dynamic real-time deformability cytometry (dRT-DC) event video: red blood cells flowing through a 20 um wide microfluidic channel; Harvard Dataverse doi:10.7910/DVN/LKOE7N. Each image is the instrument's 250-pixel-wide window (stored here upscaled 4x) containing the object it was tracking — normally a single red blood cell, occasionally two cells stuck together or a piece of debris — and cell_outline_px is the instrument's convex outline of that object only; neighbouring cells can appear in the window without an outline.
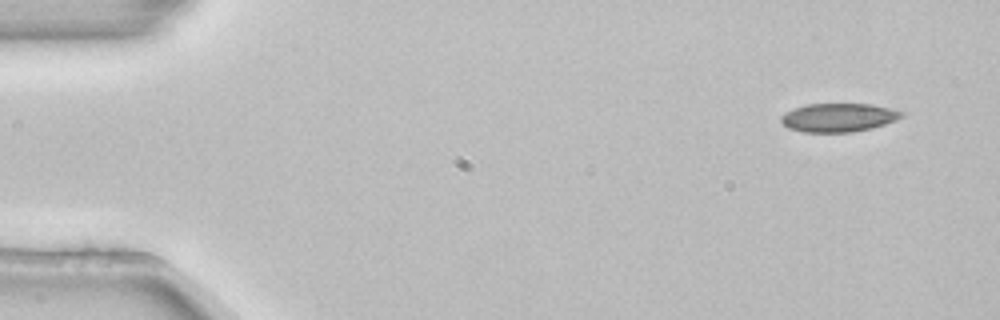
{"species": "common noctule bat (a hibernating species)", "species_latin": "Nyctalus noctula", "temperature_condition": "room temperature", "stored_images_in_passage": 4, "camera_frame_rate_fps": 3000, "um_per_image_px": 0.085, "animal": {"sex": "female", "body_mass_g": 22.7, "forearm_length_mm": 54.2}, "frame": {"image": 1, "passage_image": 1, "time_ms": 0.0, "image_size_px": [1000, 320], "cell_outline_px": [[904, 116], [896, 120], [872, 128], [852, 132], [804, 132], [788, 128], [780, 120], [780, 116], [784, 112], [792, 108], [808, 104], [872, 104], [892, 108], [904, 112]], "centroid_in_image_um": [71.27, 9.98], "position_along_channel_um": 13.7, "area_um2": 20.23}}
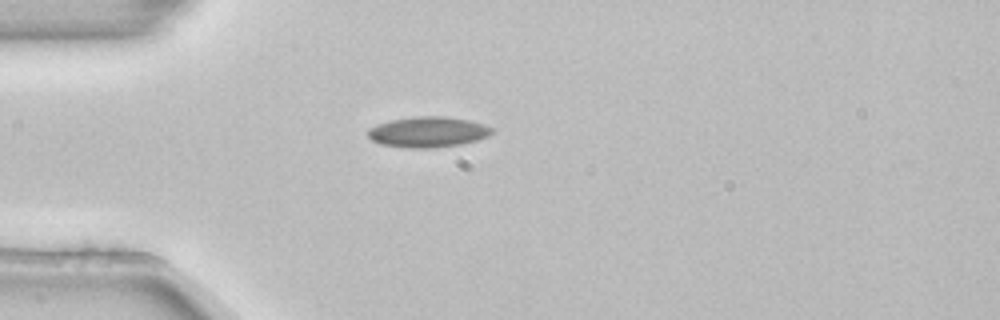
{"frame": {"image": 2, "passage_image": 4, "time_ms": 1.0, "image_size_px": [1000, 320], "cell_outline_px": [[492, 132], [488, 136], [476, 140], [460, 144], [432, 148], [404, 148], [380, 144], [372, 140], [368, 136], [368, 128], [392, 120], [412, 116], [444, 116], [468, 120], [484, 124], [492, 128]], "centroid_in_image_um": [36.36, 11.22], "position_along_channel_um": 48.6, "area_um2": 22.02}}